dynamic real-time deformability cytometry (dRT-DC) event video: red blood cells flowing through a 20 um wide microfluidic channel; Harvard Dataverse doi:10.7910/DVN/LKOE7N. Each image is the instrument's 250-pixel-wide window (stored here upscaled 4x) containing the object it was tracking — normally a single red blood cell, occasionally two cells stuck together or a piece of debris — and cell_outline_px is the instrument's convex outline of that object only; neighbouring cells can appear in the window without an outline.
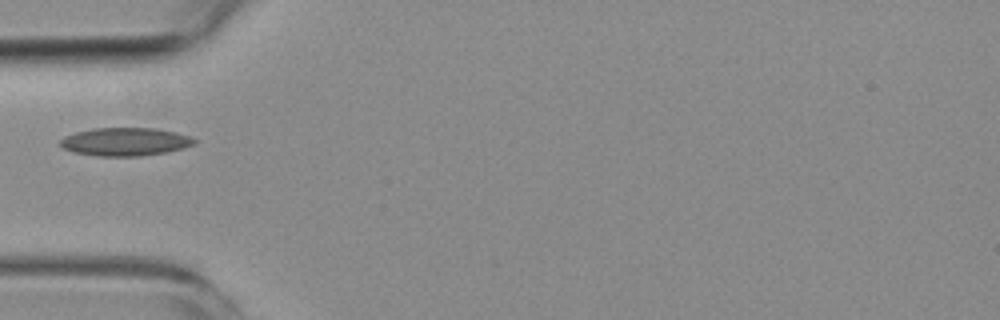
{"species": "common noctule bat (a hibernating species)", "species_latin": "Nyctalus noctula", "temperature_condition": "room temperature", "stored_images_in_passage": 1, "camera_frame_rate_fps": 3000, "um_per_image_px": 0.085, "animal": {"sex": "female", "body_mass_g": 19.3, "forearm_length_mm": 54.1}, "frame": {"image": 1, "passage_image": 1, "time_ms": 0.0, "image_size_px": [1000, 320], "cell_outline_px": [[196, 144], [184, 148], [168, 152], [140, 156], [100, 156], [76, 152], [64, 148], [60, 144], [60, 140], [64, 136], [76, 132], [92, 128], [156, 128], [176, 132], [192, 136], [196, 140]], "centroid_in_image_um": [10.7, 12.04], "position_along_channel_um": 74.3, "area_um2": 22.08}}